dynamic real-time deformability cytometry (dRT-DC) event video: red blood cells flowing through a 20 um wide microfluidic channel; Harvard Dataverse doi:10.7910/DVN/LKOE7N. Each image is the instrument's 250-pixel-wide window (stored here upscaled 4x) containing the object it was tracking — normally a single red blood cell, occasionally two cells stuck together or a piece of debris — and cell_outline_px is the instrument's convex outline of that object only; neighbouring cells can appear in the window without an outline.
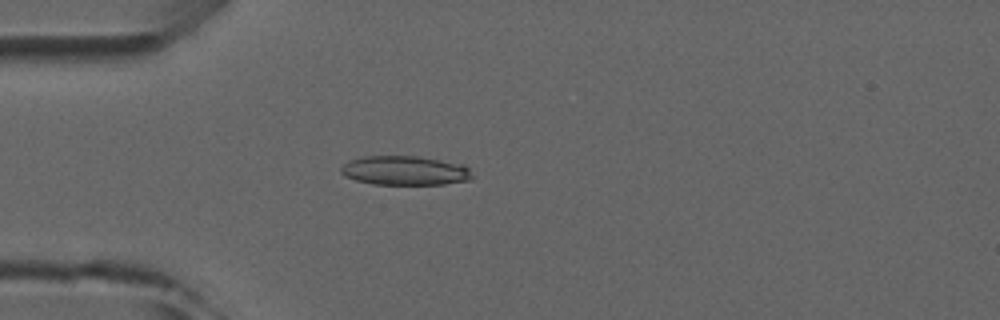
{"species": "common noctule bat (a hibernating species)", "species_latin": "Nyctalus noctula", "temperature_condition": "room temperature", "stored_images_in_passage": 2, "camera_frame_rate_fps": 3000, "um_per_image_px": 0.085, "animal": {"sex": "male", "forearm_length_mm": 52.5}, "frame": {"image": 1, "passage_image": 1, "time_ms": 0.0, "image_size_px": [1000, 320], "cell_outline_px": [[472, 176], [468, 180], [444, 184], [372, 184], [356, 180], [344, 176], [340, 172], [340, 168], [344, 164], [352, 160], [364, 156], [416, 156], [464, 164], [468, 168]], "centroid_in_image_um": [34.4, 14.5], "position_along_channel_um": 50.6, "area_um2": 22.2}}